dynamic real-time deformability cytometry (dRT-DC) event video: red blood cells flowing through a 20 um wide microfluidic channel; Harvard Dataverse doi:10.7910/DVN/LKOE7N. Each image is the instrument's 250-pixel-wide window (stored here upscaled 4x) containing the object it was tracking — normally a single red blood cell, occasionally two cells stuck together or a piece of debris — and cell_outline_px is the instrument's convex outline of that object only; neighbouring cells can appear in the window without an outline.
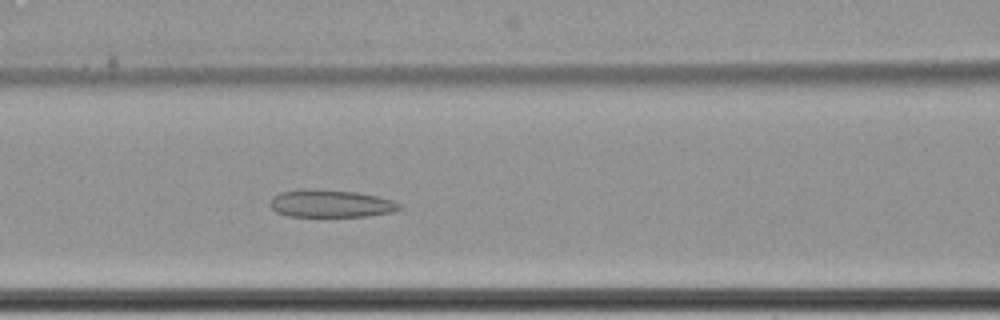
{"species": "common noctule bat (a hibernating species)", "species_latin": "Nyctalus noctula", "temperature_condition": "cold", "stored_images_in_passage": 67, "camera_frame_rate_fps": 3000, "um_per_image_px": 0.085, "animal": {"sex": "female", "body_mass_g": 22.7, "forearm_length_mm": 54.2}, "frame": {"image": 1, "passage_image": 33, "time_ms": 10.667, "image_size_px": [1000, 320], "cell_outline_px": [[404, 208], [392, 212], [368, 216], [288, 216], [276, 212], [268, 204], [272, 196], [280, 192], [304, 188], [312, 188], [356, 192], [376, 196], [392, 200], [400, 204]], "centroid_in_image_um": [28.08, 17.29], "position_along_channel_um": 138.5, "area_um2": 20.98}}
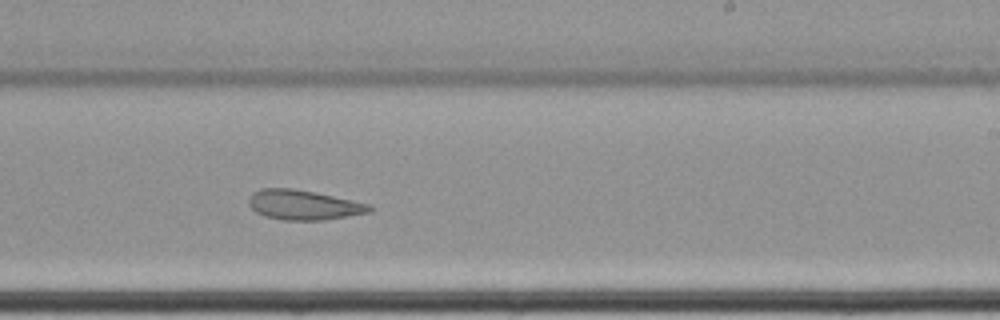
{"frame": {"image": 2, "passage_image": 44, "time_ms": 14.333, "image_size_px": [1000, 320], "cell_outline_px": [[372, 212], [324, 220], [284, 220], [264, 216], [256, 212], [248, 204], [248, 200], [252, 192], [260, 188], [292, 188], [332, 196], [368, 204], [372, 208]], "centroid_in_image_um": [25.75, 17.42], "position_along_channel_um": 263.2, "area_um2": 20.81}}
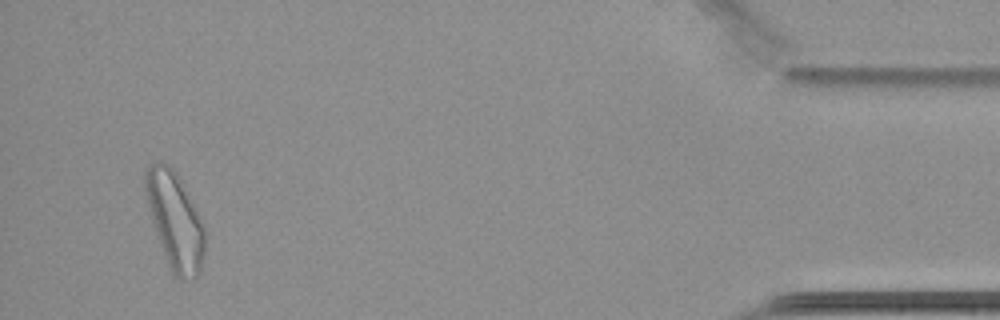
{"frame": {"image": 3, "passage_image": 64, "time_ms": 21.0, "image_size_px": [1000, 320], "cell_outline_px": [[204, 252], [200, 272], [196, 276], [180, 280], [172, 272], [168, 264], [156, 236], [144, 188], [144, 172], [148, 164], [168, 164], [176, 172], [196, 208], [204, 224]], "centroid_in_image_um": [14.86, 18.76], "position_along_channel_um": 420.3, "area_um2": 33.18}, "authors_computed_cell_mechanics": {"area_um2": 27.6862, "velocity_mm_per_s": 3.4056, "shape_relaxation_time_tau1_ms": null, "shape_relaxation_time_tau2_ms": 8.6032, "deformation_change_tau1": null, "deformation_change_tau2": 0.1603}}